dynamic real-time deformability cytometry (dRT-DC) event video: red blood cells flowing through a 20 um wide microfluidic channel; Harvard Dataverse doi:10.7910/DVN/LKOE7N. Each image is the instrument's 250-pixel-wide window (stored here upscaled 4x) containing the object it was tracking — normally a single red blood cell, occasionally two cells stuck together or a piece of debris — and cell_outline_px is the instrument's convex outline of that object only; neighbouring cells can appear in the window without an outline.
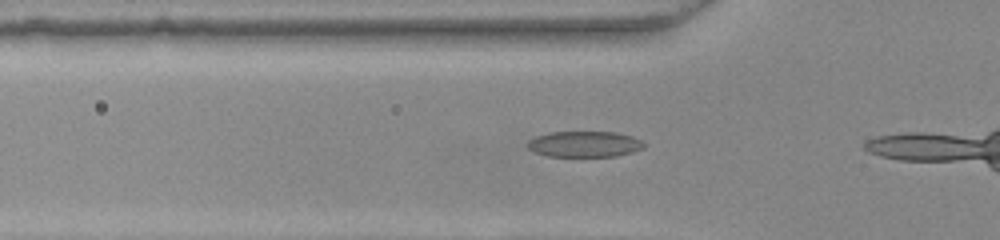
{"species": "common noctule bat (a hibernating species)", "species_latin": "Nyctalus noctula", "temperature_condition": "warm", "stored_images_in_passage": 14, "camera_frame_rate_fps": 3000, "um_per_image_px": 0.085, "animal": {"sex": "female", "body_mass_g": 22.0, "forearm_length_mm": 56.7}, "frame": {"image": 1, "passage_image": 12, "time_ms": 3.667, "image_size_px": [1000, 240], "cell_outline_px": [[644, 148], [632, 152], [616, 156], [548, 156], [536, 152], [528, 148], [524, 144], [528, 140], [536, 136], [548, 132], [616, 132], [632, 136], [640, 140], [644, 144]], "centroid_in_image_um": [49.65, 12.24], "position_along_channel_um": 76.1, "area_um2": 17.57}}